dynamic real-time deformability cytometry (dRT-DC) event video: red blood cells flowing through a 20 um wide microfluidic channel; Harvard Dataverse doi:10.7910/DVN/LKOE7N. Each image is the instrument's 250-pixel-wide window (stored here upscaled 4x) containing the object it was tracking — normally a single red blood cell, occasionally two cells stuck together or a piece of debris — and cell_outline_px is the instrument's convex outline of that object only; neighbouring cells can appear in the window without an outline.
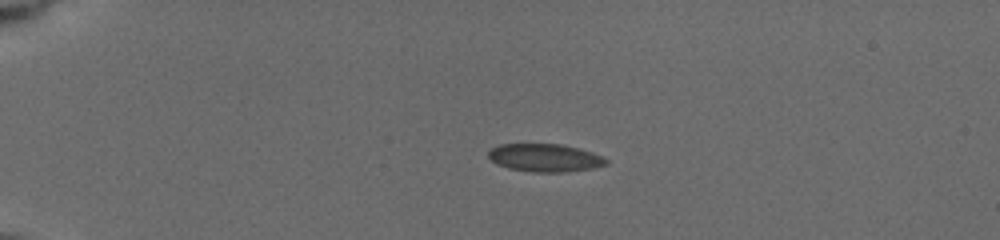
{"species": "common noctule bat (a hibernating species)", "species_latin": "Nyctalus noctula", "temperature_condition": "cold", "stored_images_in_passage": 12, "camera_frame_rate_fps": 3000, "um_per_image_px": 0.085, "animal": {"sex": "female", "body_mass_g": 19.5, "forearm_length_mm": 54.1}, "frame": {"image": 1, "passage_image": 7, "time_ms": 3.667, "image_size_px": [1000, 240], "cell_outline_px": [[608, 164], [592, 168], [560, 172], [536, 172], [508, 168], [496, 164], [488, 156], [488, 152], [492, 148], [500, 144], [560, 144], [592, 152], [604, 156], [608, 160]], "centroid_in_image_um": [46.32, 13.41], "position_along_channel_um": 38.7, "area_um2": 19.02}}
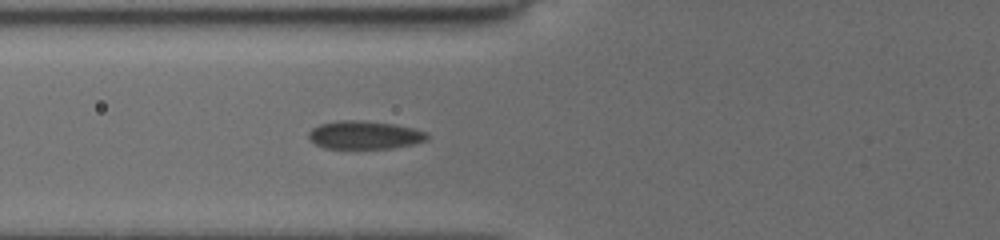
{"frame": {"image": 2, "passage_image": 12, "time_ms": 6.667, "image_size_px": [1000, 240], "cell_outline_px": [[428, 136], [424, 140], [412, 144], [392, 148], [324, 148], [316, 144], [308, 136], [308, 132], [312, 128], [320, 124], [344, 120], [352, 120], [392, 124], [424, 132]], "centroid_in_image_um": [30.91, 11.48], "position_along_channel_um": 94.9, "area_um2": 18.79}}